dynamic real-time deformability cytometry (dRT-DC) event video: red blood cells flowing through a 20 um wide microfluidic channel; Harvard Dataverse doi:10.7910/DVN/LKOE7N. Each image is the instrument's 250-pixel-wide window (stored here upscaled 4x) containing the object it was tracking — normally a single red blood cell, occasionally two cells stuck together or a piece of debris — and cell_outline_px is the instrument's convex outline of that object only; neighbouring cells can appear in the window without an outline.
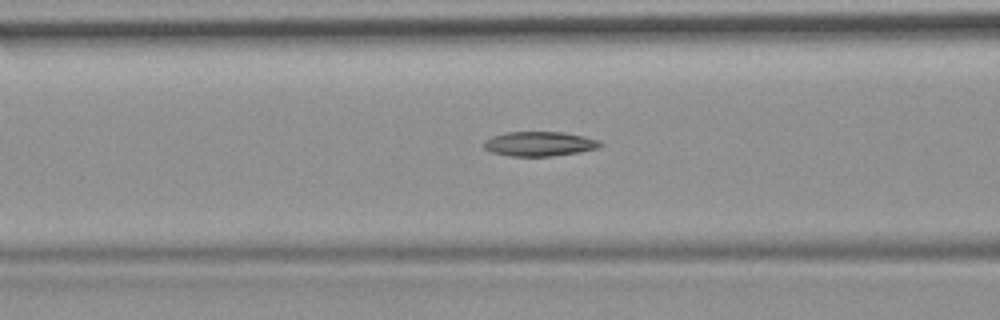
{"species": "common noctule bat (a hibernating species)", "species_latin": "Nyctalus noctula", "temperature_condition": "room temperature", "stored_images_in_passage": 38, "camera_frame_rate_fps": 3000, "um_per_image_px": 0.085, "animal": {"sex": "female", "body_mass_g": 19.9}, "frame": {"image": 1, "passage_image": 17, "time_ms": 5.333, "image_size_px": [1000, 320], "cell_outline_px": [[604, 144], [600, 148], [580, 152], [552, 156], [508, 156], [492, 152], [484, 148], [484, 140], [492, 136], [508, 132], [564, 132], [584, 136], [600, 140]], "centroid_in_image_um": [45.9, 12.23], "position_along_channel_um": 120.7, "area_um2": 16.82}}
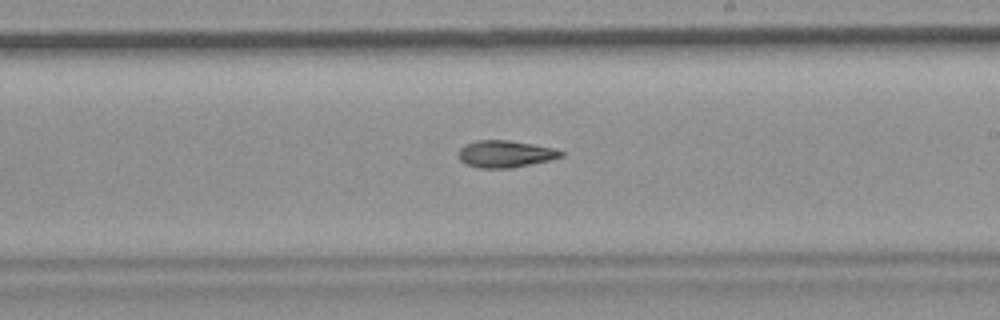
{"frame": {"image": 2, "passage_image": 27, "time_ms": 8.667, "image_size_px": [1000, 320], "cell_outline_px": [[564, 156], [548, 160], [512, 168], [480, 168], [464, 164], [460, 160], [460, 148], [464, 144], [476, 140], [508, 140], [532, 144], [552, 148], [564, 152]], "centroid_in_image_um": [42.92, 13.08], "position_along_channel_um": 246.1, "area_um2": 16.01}}